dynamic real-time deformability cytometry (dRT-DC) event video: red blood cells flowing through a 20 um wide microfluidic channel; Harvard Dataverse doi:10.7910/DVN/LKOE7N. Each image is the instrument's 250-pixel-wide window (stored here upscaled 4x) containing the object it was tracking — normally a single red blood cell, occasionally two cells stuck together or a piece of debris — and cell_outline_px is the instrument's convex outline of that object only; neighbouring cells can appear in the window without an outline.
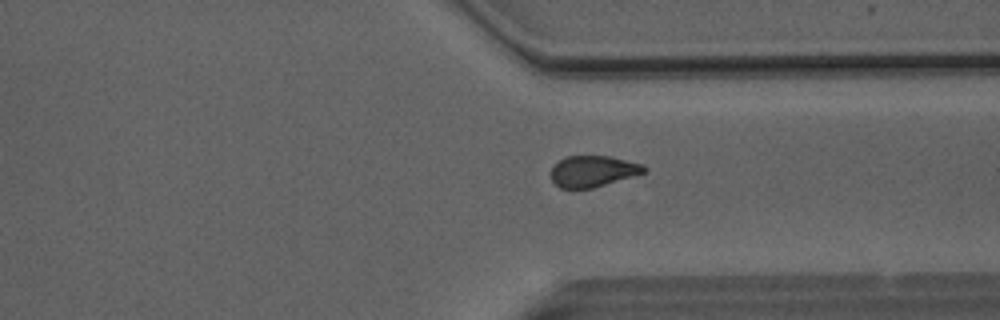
{"species": "Egyptian fruit bat (a non-hibernating species)", "species_latin": "Rousettus aegyptiacus", "temperature_condition": "room temperature", "stored_images_in_passage": 50, "camera_frame_rate_fps": 3000, "um_per_image_px": 0.085, "animal": {"sex": "male"}, "frame": {"image": 1, "passage_image": 38, "time_ms": 12.333, "image_size_px": [1000, 320], "cell_outline_px": [[648, 168], [644, 172], [632, 176], [592, 188], [560, 188], [552, 180], [552, 168], [560, 160], [568, 156], [608, 156], [640, 164]], "centroid_in_image_um": [50.38, 14.55], "position_along_channel_um": 361.0, "area_um2": 16.42}}
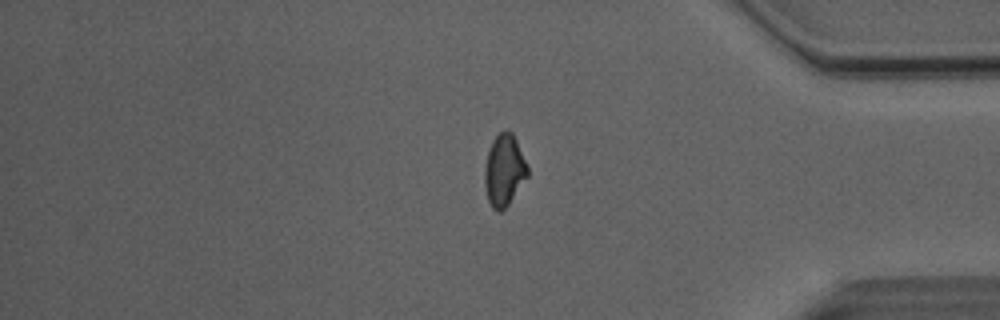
{"frame": {"image": 2, "passage_image": 42, "time_ms": 13.667, "image_size_px": [1000, 320], "cell_outline_px": [[528, 176], [508, 204], [500, 212], [496, 212], [492, 208], [488, 200], [484, 184], [484, 168], [488, 152], [492, 140], [500, 132], [512, 132], [516, 140], [528, 168]], "centroid_in_image_um": [42.83, 14.5], "position_along_channel_um": 392.4, "area_um2": 17.69}}
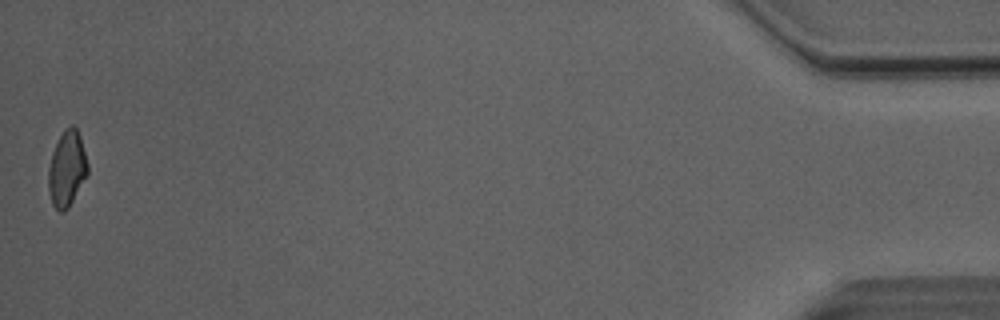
{"frame": {"image": 3, "passage_image": 50, "time_ms": 16.333, "image_size_px": [1000, 320], "cell_outline_px": [[88, 172], [68, 208], [64, 212], [60, 212], [52, 204], [48, 188], [48, 168], [52, 152], [64, 128], [72, 124], [76, 128], [80, 136], [88, 164]], "centroid_in_image_um": [5.67, 14.33], "position_along_channel_um": 429.5, "area_um2": 17.17}, "authors_computed_cell_mechanics": {"area_um2": 18.2359, "velocity_mm_per_s": 4.1151, "shape_relaxation_time_tau1_ms": 9.0684, "shape_relaxation_time_tau2_ms": 2.2253, "deformation_change_tau1": 0.1592, "deformation_change_tau2": 0.08}}